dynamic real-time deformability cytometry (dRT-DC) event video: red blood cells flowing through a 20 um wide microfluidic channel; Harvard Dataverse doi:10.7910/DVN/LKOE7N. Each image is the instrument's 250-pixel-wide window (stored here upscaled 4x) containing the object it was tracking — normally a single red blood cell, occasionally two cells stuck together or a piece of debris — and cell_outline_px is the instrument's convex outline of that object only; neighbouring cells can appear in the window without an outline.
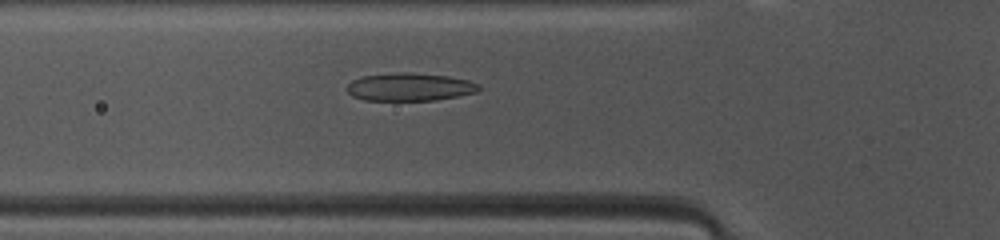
{"species": "common noctule bat (a hibernating species)", "species_latin": "Nyctalus noctula", "temperature_condition": "warm", "stored_images_in_passage": 36, "camera_frame_rate_fps": 3000, "um_per_image_px": 0.085, "animal": {"sex": "female", "body_mass_g": 10.0, "forearm_length_mm": 53.1}, "frame": {"image": 1, "passage_image": 4, "time_ms": 1.0, "image_size_px": [1000, 240], "cell_outline_px": [[480, 88], [476, 92], [436, 100], [364, 100], [352, 96], [348, 92], [348, 84], [352, 80], [364, 76], [400, 72], [408, 72], [448, 76], [468, 80], [480, 84]], "centroid_in_image_um": [34.83, 7.39], "position_along_channel_um": 91.0, "area_um2": 21.27}}
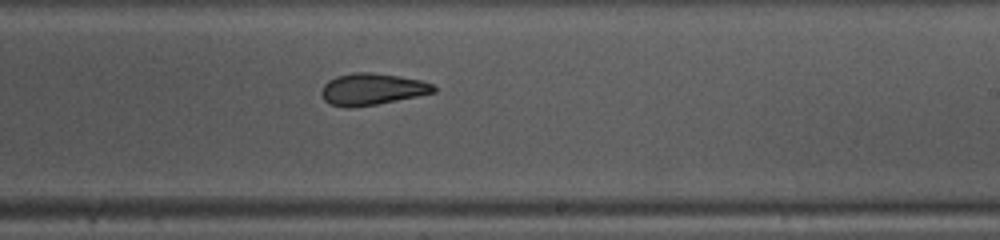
{"frame": {"image": 2, "passage_image": 16, "time_ms": 5.0, "image_size_px": [1000, 240], "cell_outline_px": [[436, 92], [376, 104], [352, 108], [344, 108], [328, 104], [324, 100], [320, 92], [324, 84], [328, 80], [336, 76], [352, 72], [372, 72], [400, 76], [420, 80], [432, 84], [436, 88]], "centroid_in_image_um": [31.57, 7.58], "position_along_channel_um": 257.4, "area_um2": 20.87}}
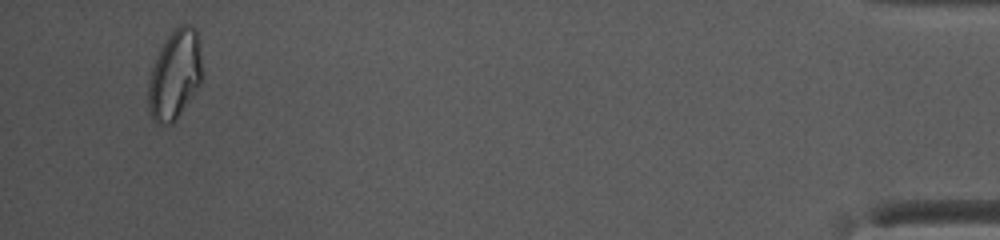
{"frame": {"image": 3, "passage_image": 34, "time_ms": 11.0, "image_size_px": [1000, 240], "cell_outline_px": [[204, 76], [200, 84], [176, 120], [172, 124], [156, 124], [148, 108], [148, 80], [152, 68], [160, 48], [168, 36], [180, 24], [192, 24], [196, 28]], "centroid_in_image_um": [14.87, 6.36], "position_along_channel_um": 420.3, "area_um2": 28.21}, "authors_computed_cell_mechanics": {"area_um2": 21.2415, "velocity_mm_per_s": 4.1382, "shape_relaxation_time_tau1_ms": 5.9069, "shape_relaxation_time_tau2_ms": 2.445, "deformation_change_tau1": 0.1693, "deformation_change_tau2": 0.0827}}